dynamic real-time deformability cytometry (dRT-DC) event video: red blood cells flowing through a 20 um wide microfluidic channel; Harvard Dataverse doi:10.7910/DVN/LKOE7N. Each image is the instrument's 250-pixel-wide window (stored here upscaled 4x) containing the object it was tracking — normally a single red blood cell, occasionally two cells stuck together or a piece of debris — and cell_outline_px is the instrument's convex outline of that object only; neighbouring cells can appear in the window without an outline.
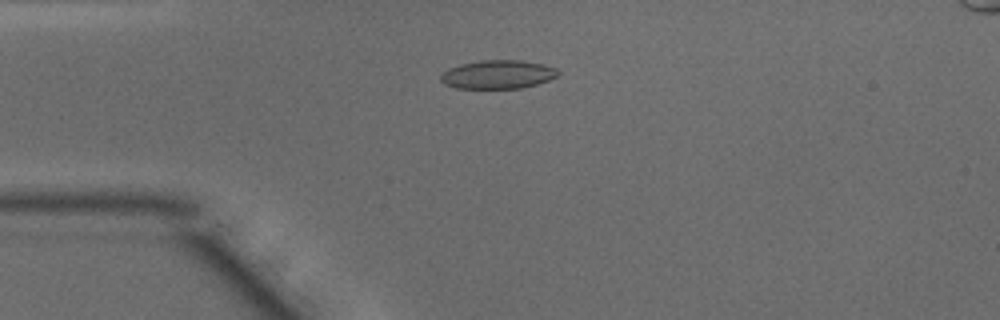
{"species": "common noctule bat (a hibernating species)", "species_latin": "Nyctalus noctula", "temperature_condition": "warm", "stored_images_in_passage": 48, "camera_frame_rate_fps": 3000, "um_per_image_px": 0.085, "animal": {"sex": "male", "body_mass_g": 15.6}, "frame": {"image": 1, "passage_image": 12, "time_ms": 3.667, "image_size_px": [1000, 320], "cell_outline_px": [[560, 72], [556, 76], [548, 80], [536, 84], [520, 88], [456, 88], [444, 84], [440, 80], [440, 76], [448, 68], [460, 64], [480, 60], [520, 60], [544, 64], [556, 68]], "centroid_in_image_um": [42.3, 6.32], "position_along_channel_um": 42.7, "area_um2": 19.54}}
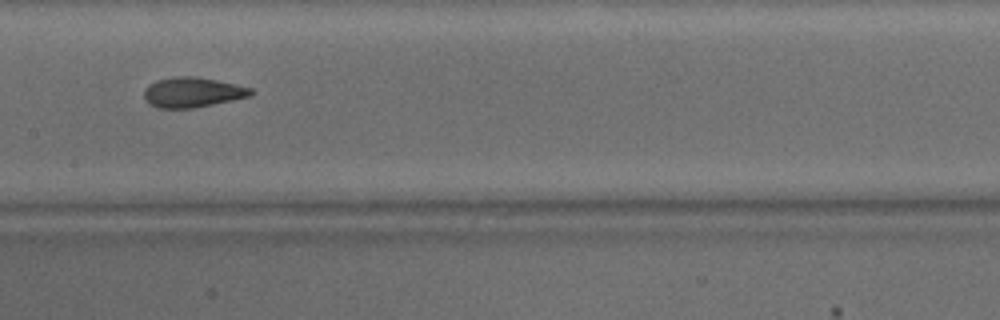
{"frame": {"image": 2, "passage_image": 24, "time_ms": 7.667, "image_size_px": [1000, 320], "cell_outline_px": [[252, 96], [196, 108], [160, 108], [144, 100], [144, 88], [148, 84], [156, 80], [176, 76], [196, 76], [236, 84], [252, 88]], "centroid_in_image_um": [16.36, 7.84], "position_along_channel_um": 191.0, "area_um2": 18.84}}
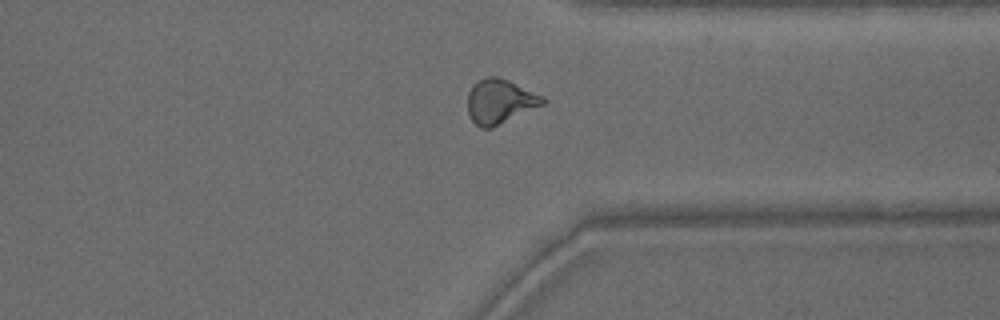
{"frame": {"image": 3, "passage_image": 37, "time_ms": 12.0, "image_size_px": [1000, 320], "cell_outline_px": [[548, 100], [544, 104], [492, 128], [480, 128], [468, 116], [468, 92], [472, 84], [488, 76], [496, 76], [508, 80], [544, 96]], "centroid_in_image_um": [42.49, 8.62], "position_along_channel_um": 368.9, "area_um2": 19.54}, "authors_computed_cell_mechanics": {"area_um2": 19.1029, "velocity_mm_per_s": 4.148, "shape_relaxation_time_tau1_ms": 8.8797, "shape_relaxation_time_tau2_ms": 1.3562, "deformation_change_tau1": 0.2033, "deformation_change_tau2": 0.0674}}